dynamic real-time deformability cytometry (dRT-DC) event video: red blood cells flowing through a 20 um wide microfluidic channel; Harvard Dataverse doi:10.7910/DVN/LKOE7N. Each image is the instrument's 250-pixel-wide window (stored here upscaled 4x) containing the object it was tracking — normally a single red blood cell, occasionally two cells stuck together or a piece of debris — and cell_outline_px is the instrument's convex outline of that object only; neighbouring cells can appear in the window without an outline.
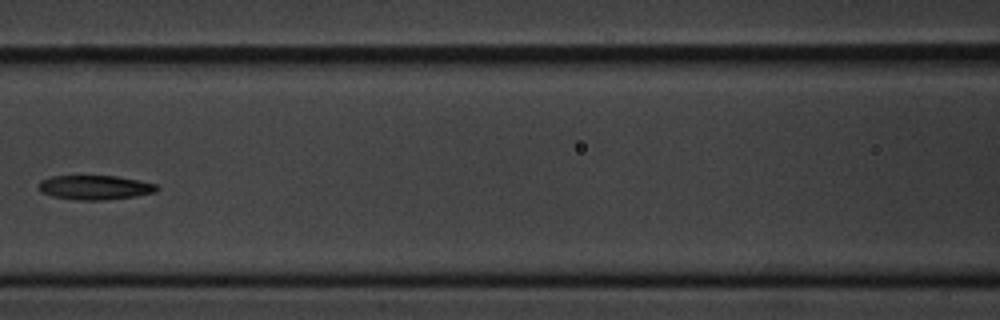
{"species": "common noctule bat (a hibernating species)", "species_latin": "Nyctalus noctula", "temperature_condition": "cold", "stored_images_in_passage": 9, "camera_frame_rate_fps": 3000, "um_per_image_px": 0.085, "animal": {"sex": "male", "body_mass_g": 20.1, "forearm_length_mm": 53.5}, "frame": {"image": 1, "passage_image": 6, "time_ms": 6.0, "image_size_px": [1000, 320], "cell_outline_px": [[160, 188], [156, 192], [136, 196], [104, 200], [80, 200], [52, 196], [40, 192], [40, 180], [52, 176], [116, 176], [156, 184]], "centroid_in_image_um": [8.08, 15.93], "position_along_channel_um": 158.5, "area_um2": 16.65}}
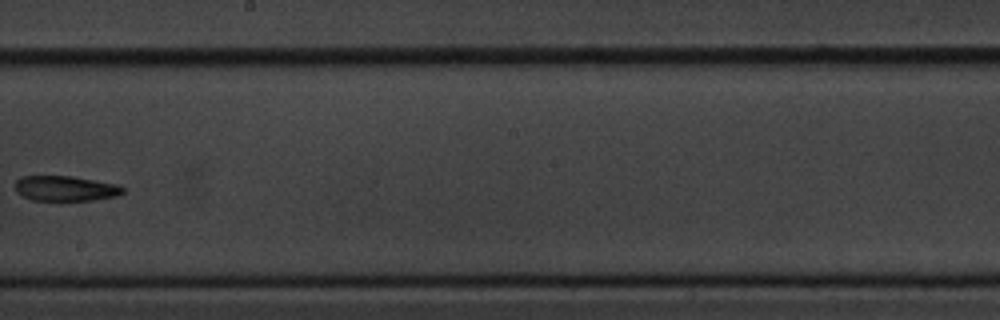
{"frame": {"image": 2, "passage_image": 8, "time_ms": 8.333, "image_size_px": [1000, 320], "cell_outline_px": [[124, 192], [116, 196], [92, 200], [32, 200], [16, 192], [16, 180], [20, 176], [72, 176], [116, 184], [124, 188]], "centroid_in_image_um": [5.55, 16.01], "position_along_channel_um": 242.7, "area_um2": 15.66}}
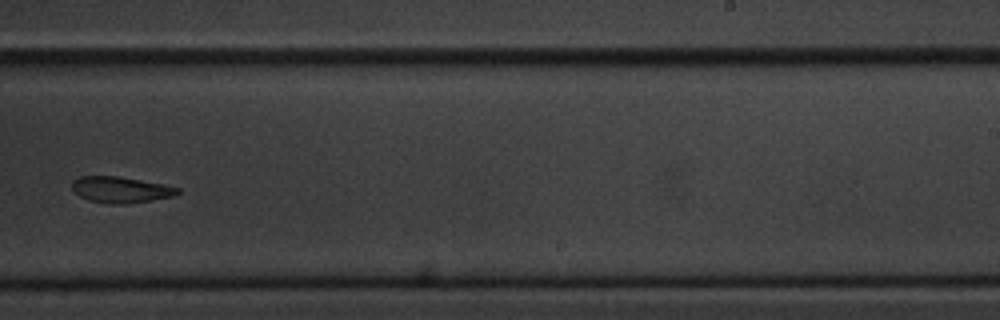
{"frame": {"image": 3, "passage_image": 9, "time_ms": 9.333, "image_size_px": [1000, 320], "cell_outline_px": [[180, 192], [172, 196], [152, 200], [128, 204], [112, 204], [88, 200], [80, 196], [72, 188], [72, 180], [80, 176], [120, 176], [164, 184], [180, 188]], "centroid_in_image_um": [10.26, 16.12], "position_along_channel_um": 278.7, "area_um2": 16.13}}